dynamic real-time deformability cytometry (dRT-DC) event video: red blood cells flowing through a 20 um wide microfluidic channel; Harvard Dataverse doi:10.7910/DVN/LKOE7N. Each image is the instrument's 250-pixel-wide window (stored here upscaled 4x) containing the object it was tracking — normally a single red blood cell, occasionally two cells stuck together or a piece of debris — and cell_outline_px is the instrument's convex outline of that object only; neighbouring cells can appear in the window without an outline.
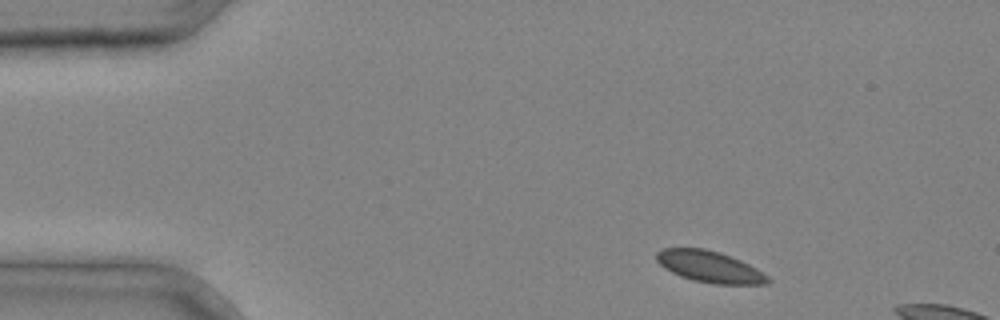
{"species": "common noctule bat (a hibernating species)", "species_latin": "Nyctalus noctula", "temperature_condition": "cold", "stored_images_in_passage": 3, "camera_frame_rate_fps": 3000, "um_per_image_px": 0.085, "animal": {"sex": "male", "body_mass_g": 20.4}, "frame": {"image": 1, "passage_image": 1, "time_ms": 0.0, "image_size_px": [1000, 320], "cell_outline_px": [[772, 280], [768, 284], [712, 284], [692, 280], [680, 276], [664, 268], [656, 260], [656, 252], [664, 248], [704, 248], [720, 252], [732, 256], [756, 268], [768, 276]], "centroid_in_image_um": [60.32, 22.67], "position_along_channel_um": 24.7, "area_um2": 20.52}}